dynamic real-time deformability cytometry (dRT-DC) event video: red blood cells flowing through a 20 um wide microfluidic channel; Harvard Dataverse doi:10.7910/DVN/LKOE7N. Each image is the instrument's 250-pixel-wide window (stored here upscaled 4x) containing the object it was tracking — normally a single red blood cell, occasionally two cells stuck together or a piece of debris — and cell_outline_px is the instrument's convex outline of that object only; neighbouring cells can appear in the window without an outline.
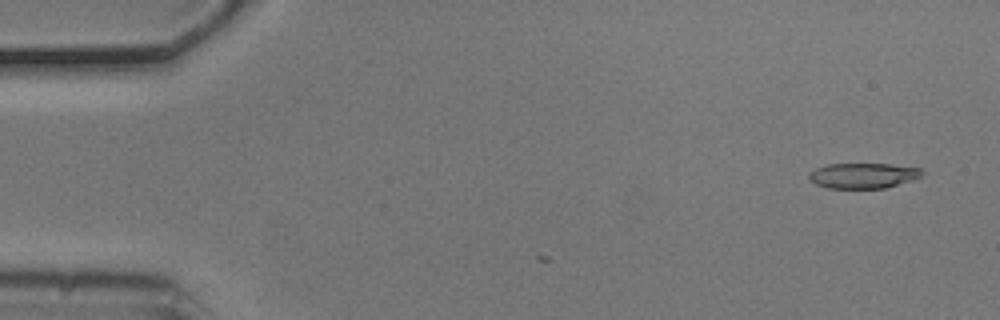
{"species": "common noctule bat (a hibernating species)", "species_latin": "Nyctalus noctula", "temperature_condition": "cold", "stored_images_in_passage": 5, "camera_frame_rate_fps": 3000, "um_per_image_px": 0.085, "animal": {"sex": "male", "body_mass_g": 20.5, "forearm_length_mm": 52.5}, "frame": {"image": 1, "passage_image": 5, "time_ms": 1.333, "image_size_px": [1000, 320], "cell_outline_px": [[924, 172], [916, 180], [884, 188], [828, 188], [816, 184], [808, 180], [808, 172], [816, 168], [828, 164], [888, 164], [920, 168]], "centroid_in_image_um": [73.36, 14.93], "position_along_channel_um": 11.6, "area_um2": 16.82}}